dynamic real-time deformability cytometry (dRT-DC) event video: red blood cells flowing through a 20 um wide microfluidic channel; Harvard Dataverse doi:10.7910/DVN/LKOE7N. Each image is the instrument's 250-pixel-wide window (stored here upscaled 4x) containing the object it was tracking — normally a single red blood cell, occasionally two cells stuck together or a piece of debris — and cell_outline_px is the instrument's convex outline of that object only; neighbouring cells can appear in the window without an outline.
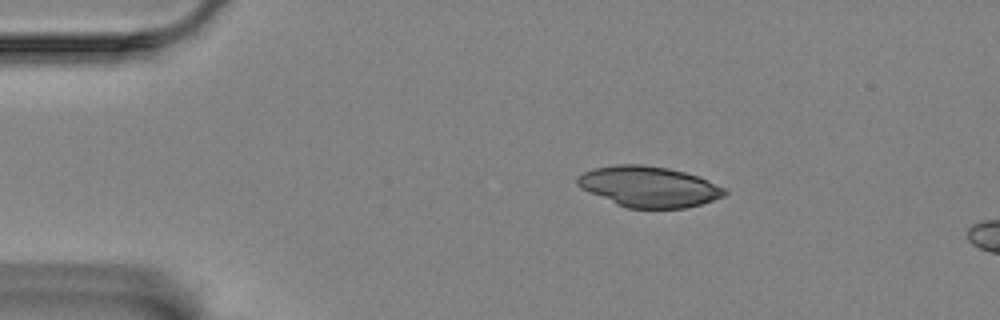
{"species": "Egyptian fruit bat (a non-hibernating species)", "species_latin": "Rousettus aegyptiacus", "temperature_condition": "room temperature", "stored_images_in_passage": 47, "camera_frame_rate_fps": 3000, "um_per_image_px": 0.085, "animal": {"sex": "female"}, "frame": {"image": 1, "passage_image": 1, "time_ms": 0.0, "image_size_px": [1000, 320], "cell_outline_px": [[728, 192], [724, 196], [700, 204], [684, 208], [628, 208], [616, 204], [588, 192], [580, 188], [576, 184], [576, 176], [592, 168], [616, 164], [644, 164], [668, 168], [684, 172], [696, 176], [724, 188]], "centroid_in_image_um": [55.08, 15.86], "position_along_channel_um": 29.9, "area_um2": 34.85}}